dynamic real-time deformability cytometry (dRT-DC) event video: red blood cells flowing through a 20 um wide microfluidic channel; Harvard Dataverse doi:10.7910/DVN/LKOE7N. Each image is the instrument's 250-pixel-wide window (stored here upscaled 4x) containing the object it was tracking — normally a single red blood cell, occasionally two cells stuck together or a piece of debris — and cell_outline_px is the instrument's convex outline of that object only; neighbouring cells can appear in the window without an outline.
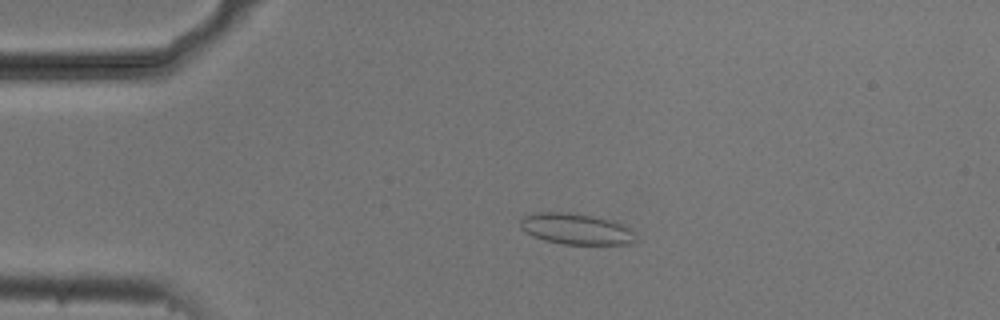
{"species": "common noctule bat (a hibernating species)", "species_latin": "Nyctalus noctula", "temperature_condition": "cold", "stored_images_in_passage": 44, "camera_frame_rate_fps": 3000, "um_per_image_px": 0.085, "animal": {"sex": "male", "body_mass_g": 20.5, "forearm_length_mm": 52.5}, "frame": {"image": 1, "passage_image": 2, "time_ms": 0.333, "image_size_px": [1000, 320], "cell_outline_px": [[636, 240], [628, 244], [564, 244], [544, 240], [524, 232], [520, 228], [520, 220], [524, 216], [536, 212], [568, 212], [592, 216], [612, 220], [628, 228], [632, 232]], "centroid_in_image_um": [48.91, 19.45], "position_along_channel_um": 36.1, "area_um2": 20.69}}
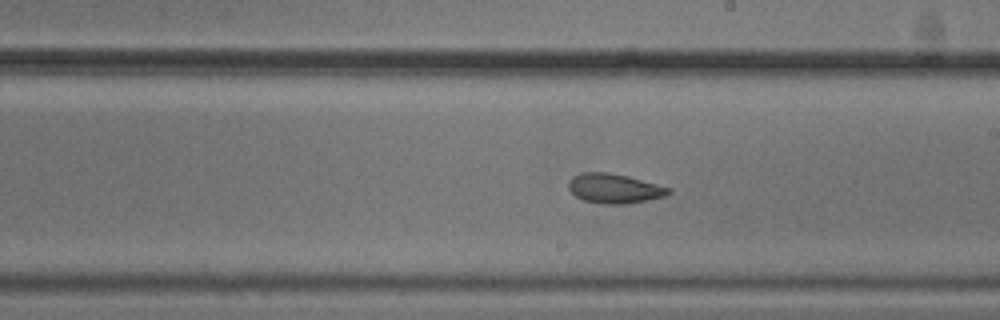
{"frame": {"image": 2, "passage_image": 21, "time_ms": 6.667, "image_size_px": [1000, 320], "cell_outline_px": [[672, 192], [664, 196], [628, 204], [600, 204], [584, 200], [576, 196], [568, 188], [568, 180], [572, 176], [580, 172], [608, 172], [628, 176], [672, 188]], "centroid_in_image_um": [52.2, 16.01], "position_along_channel_um": 236.8, "area_um2": 17.4}}
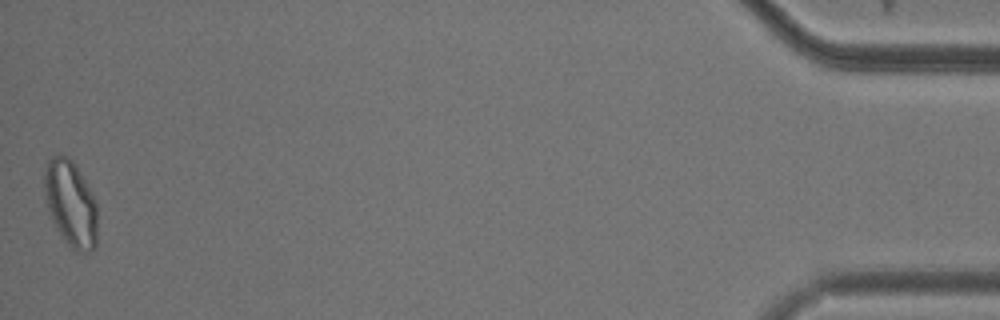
{"frame": {"image": 3, "passage_image": 44, "time_ms": 14.333, "image_size_px": [1000, 320], "cell_outline_px": [[96, 248], [88, 252], [76, 252], [68, 244], [52, 220], [44, 196], [44, 172], [48, 160], [56, 152], [60, 152], [68, 156], [76, 164], [96, 200]], "centroid_in_image_um": [6.0, 17.24], "position_along_channel_um": 429.2, "area_um2": 26.82}, "authors_computed_cell_mechanics": {"area_um2": 17.9469, "velocity_mm_per_s": 3.726, "shape_relaxation_time_tau1_ms": 9.7706, "shape_relaxation_time_tau2_ms": 2.1387, "deformation_change_tau1": 0.1534, "deformation_change_tau2": 0.0805}}